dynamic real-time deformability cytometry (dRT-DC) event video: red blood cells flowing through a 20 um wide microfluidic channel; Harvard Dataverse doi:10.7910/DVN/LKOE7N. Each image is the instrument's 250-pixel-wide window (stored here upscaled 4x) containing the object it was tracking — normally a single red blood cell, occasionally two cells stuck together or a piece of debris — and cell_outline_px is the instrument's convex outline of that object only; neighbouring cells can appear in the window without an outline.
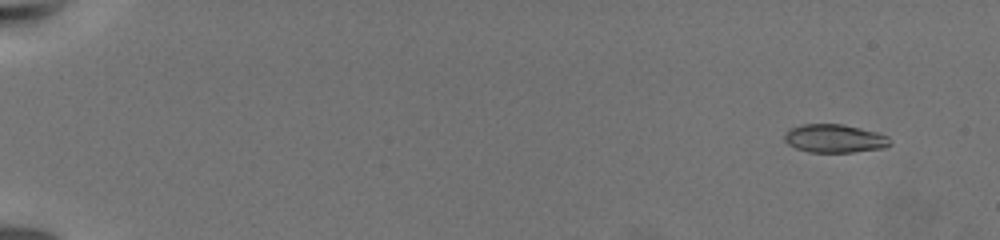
{"species": "common noctule bat (a hibernating species)", "species_latin": "Nyctalus noctula", "temperature_condition": "warm", "stored_images_in_passage": 15, "camera_frame_rate_fps": 3000, "um_per_image_px": 0.085, "animal": {"sex": "female", "body_mass_g": 19.5, "forearm_length_mm": 54.1}, "frame": {"image": 1, "passage_image": 2, "time_ms": 1.0, "image_size_px": [1000, 240], "cell_outline_px": [[892, 144], [884, 148], [852, 152], [808, 152], [796, 148], [788, 144], [784, 140], [784, 132], [788, 128], [804, 124], [844, 124], [876, 132], [888, 136], [892, 140]], "centroid_in_image_um": [70.93, 11.77], "position_along_channel_um": 14.1, "area_um2": 17.63}}
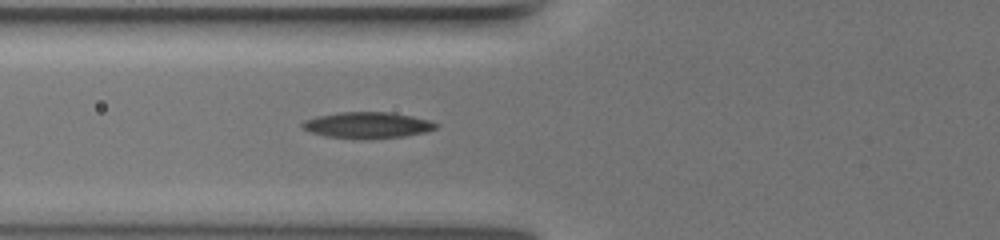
{"frame": {"image": 2, "passage_image": 9, "time_ms": 9.0, "image_size_px": [1000, 240], "cell_outline_px": [[440, 124], [436, 128], [424, 132], [404, 136], [324, 136], [300, 128], [300, 124], [304, 120], [316, 116], [340, 112], [388, 112], [412, 116], [428, 120]], "centroid_in_image_um": [31.2, 10.58], "position_along_channel_um": 94.6, "area_um2": 19.42}}
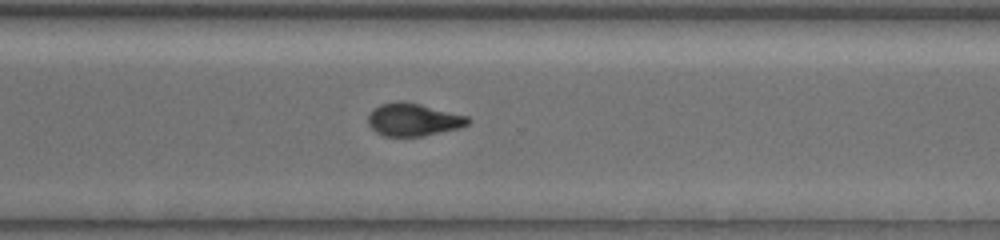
{"frame": {"image": 3, "passage_image": 15, "time_ms": 16.333, "image_size_px": [1000, 240], "cell_outline_px": [[472, 120], [468, 124], [460, 128], [424, 136], [384, 136], [376, 132], [368, 124], [368, 116], [372, 108], [380, 104], [404, 100], [468, 116]], "centroid_in_image_um": [35.13, 10.16], "position_along_channel_um": 335.5, "area_um2": 19.19}}